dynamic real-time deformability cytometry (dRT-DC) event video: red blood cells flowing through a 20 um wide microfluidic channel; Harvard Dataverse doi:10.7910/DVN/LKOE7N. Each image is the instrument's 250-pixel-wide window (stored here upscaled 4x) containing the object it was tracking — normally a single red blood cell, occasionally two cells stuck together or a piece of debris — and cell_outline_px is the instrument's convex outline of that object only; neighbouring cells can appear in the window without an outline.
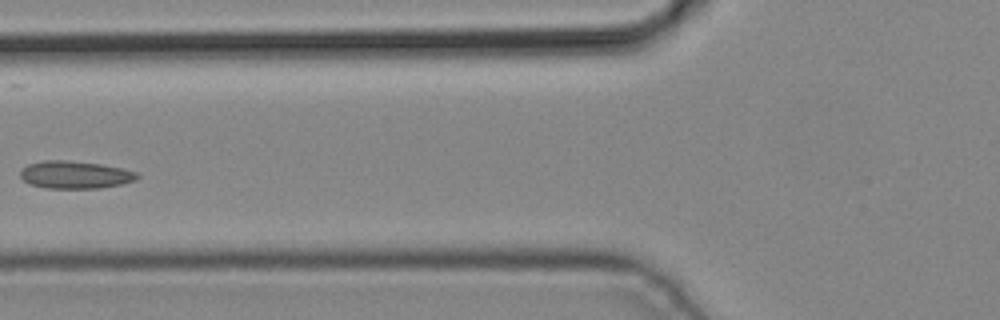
{"species": "common noctule bat (a hibernating species)", "species_latin": "Nyctalus noctula", "temperature_condition": "cold", "stored_images_in_passage": 4, "camera_frame_rate_fps": 3000, "um_per_image_px": 0.085, "animal": {"sex": "male", "body_mass_g": 19.2, "forearm_length_mm": 51.8}, "frame": {"image": 1, "passage_image": 4, "time_ms": 1.0, "image_size_px": [1000, 320], "cell_outline_px": [[140, 176], [136, 180], [120, 184], [100, 188], [44, 188], [28, 184], [20, 176], [20, 168], [28, 164], [44, 160], [68, 160], [100, 164], [120, 168], [136, 172]], "centroid_in_image_um": [6.33, 14.85], "position_along_channel_um": 119.5, "area_um2": 18.84}}